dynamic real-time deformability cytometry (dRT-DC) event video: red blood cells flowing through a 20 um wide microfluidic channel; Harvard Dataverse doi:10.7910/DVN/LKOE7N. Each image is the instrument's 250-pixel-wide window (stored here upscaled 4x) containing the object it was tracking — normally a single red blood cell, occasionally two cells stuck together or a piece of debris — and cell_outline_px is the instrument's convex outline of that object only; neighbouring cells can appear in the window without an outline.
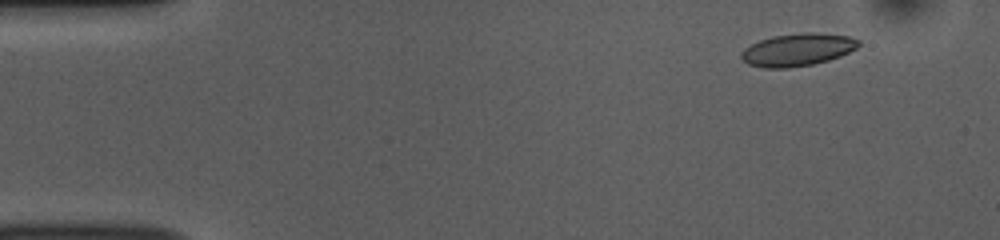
{"species": "common noctule bat (a hibernating species)", "species_latin": "Nyctalus noctula", "temperature_condition": "room temperature", "stored_images_in_passage": 53, "camera_frame_rate_fps": 3000, "um_per_image_px": 0.085, "animal": {"sex": "female", "body_mass_g": 10.0, "forearm_length_mm": 53.1}, "frame": {"image": 1, "passage_image": 5, "time_ms": 1.333, "image_size_px": [1000, 240], "cell_outline_px": [[860, 44], [856, 48], [840, 56], [828, 60], [812, 64], [788, 68], [764, 68], [748, 64], [740, 56], [740, 52], [744, 48], [760, 40], [772, 36], [804, 32], [816, 32], [848, 36], [860, 40]], "centroid_in_image_um": [67.78, 4.22], "position_along_channel_um": 17.2, "area_um2": 22.25}}
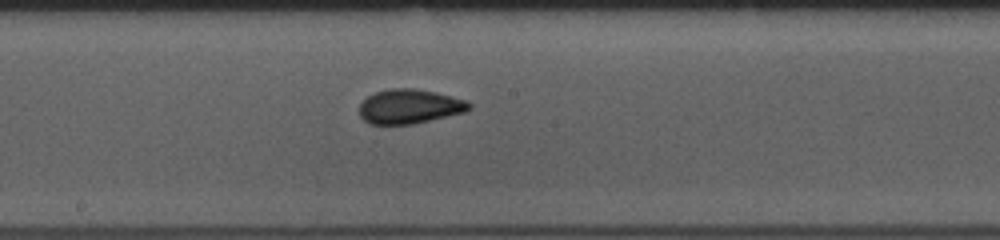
{"frame": {"image": 2, "passage_image": 28, "time_ms": 9.0, "image_size_px": [1000, 240], "cell_outline_px": [[472, 108], [464, 112], [412, 124], [368, 124], [360, 116], [360, 104], [368, 96], [376, 92], [392, 88], [416, 88], [436, 92], [468, 100], [472, 104]], "centroid_in_image_um": [34.83, 9.04], "position_along_channel_um": 213.4, "area_um2": 22.02}}
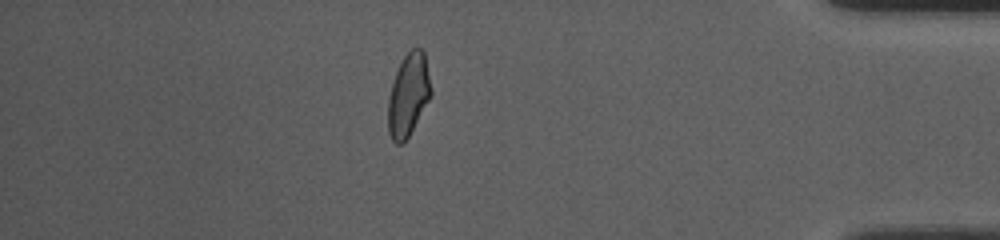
{"frame": {"image": 3, "passage_image": 46, "time_ms": 15.0, "image_size_px": [1000, 240], "cell_outline_px": [[432, 96], [408, 136], [400, 144], [396, 144], [392, 140], [388, 132], [388, 100], [392, 84], [396, 72], [404, 56], [412, 48], [420, 48], [424, 52], [432, 92]], "centroid_in_image_um": [34.71, 8.08], "position_along_channel_um": 400.5, "area_um2": 20.4}, "authors_computed_cell_mechanics": {"area_um2": 21.4438, "velocity_mm_per_s": 3.765, "shape_relaxation_time_tau1_ms": 6.0453, "shape_relaxation_time_tau2_ms": 1.5515, "deformation_change_tau1": 0.1227, "deformation_change_tau2": 0.08}}